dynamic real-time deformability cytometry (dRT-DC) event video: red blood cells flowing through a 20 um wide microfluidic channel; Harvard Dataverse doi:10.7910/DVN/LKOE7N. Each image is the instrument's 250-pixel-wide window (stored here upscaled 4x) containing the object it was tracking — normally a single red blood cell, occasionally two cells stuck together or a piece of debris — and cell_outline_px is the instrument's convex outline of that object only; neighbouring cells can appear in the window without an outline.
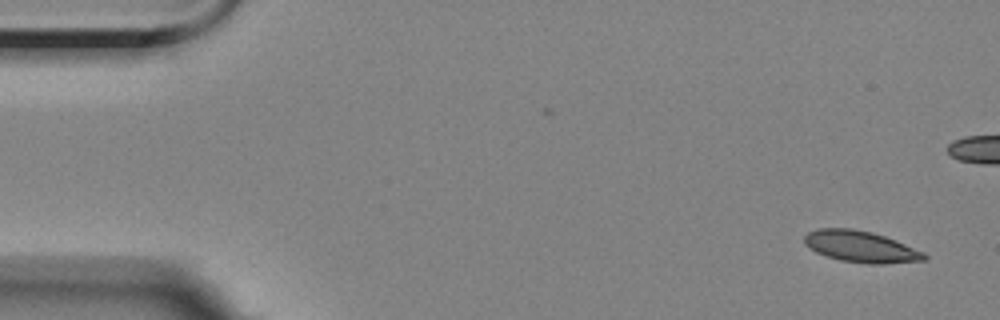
{"species": "Egyptian fruit bat (a non-hibernating species)", "species_latin": "Rousettus aegyptiacus", "temperature_condition": "room temperature", "stored_images_in_passage": 6, "camera_frame_rate_fps": 3000, "um_per_image_px": 0.085, "animal": {"sex": "female"}, "frame": {"image": 1, "passage_image": 1, "time_ms": 0.0, "image_size_px": [1000, 320], "cell_outline_px": [[928, 256], [924, 260], [884, 264], [868, 264], [840, 260], [816, 252], [804, 244], [804, 236], [808, 232], [816, 228], [852, 228], [872, 232], [896, 240], [924, 252]], "centroid_in_image_um": [73.16, 20.96], "position_along_channel_um": 11.8, "area_um2": 21.96}}
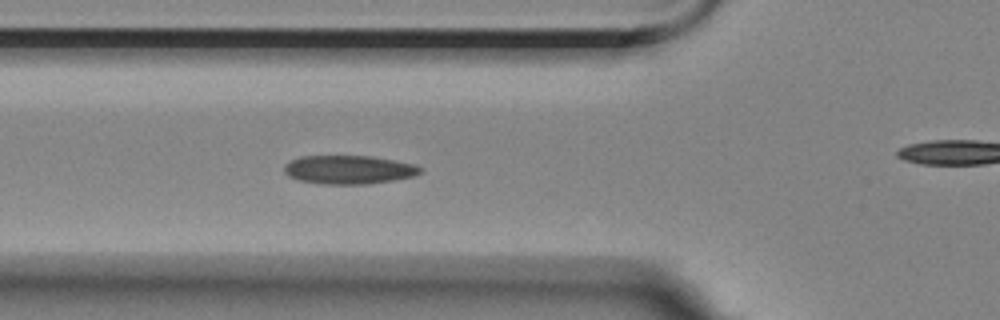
{"frame": {"image": 2, "passage_image": 5, "time_ms": 5.667, "image_size_px": [1000, 320], "cell_outline_px": [[424, 172], [416, 176], [368, 184], [320, 184], [296, 180], [288, 176], [284, 172], [284, 164], [300, 156], [372, 156], [416, 164], [424, 168]], "centroid_in_image_um": [29.68, 14.42], "position_along_channel_um": 96.1, "area_um2": 23.06}}